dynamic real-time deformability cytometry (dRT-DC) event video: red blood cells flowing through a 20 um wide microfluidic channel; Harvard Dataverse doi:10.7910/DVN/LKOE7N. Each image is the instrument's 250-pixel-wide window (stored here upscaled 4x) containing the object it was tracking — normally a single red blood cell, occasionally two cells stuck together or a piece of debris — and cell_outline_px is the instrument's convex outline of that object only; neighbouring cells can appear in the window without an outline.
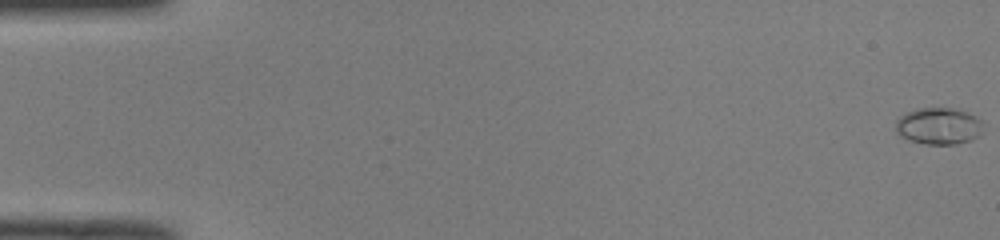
{"species": "common noctule bat (a hibernating species)", "species_latin": "Nyctalus noctula", "temperature_condition": "room temperature", "stored_images_in_passage": 52, "camera_frame_rate_fps": 3000, "um_per_image_px": 0.085, "animal": {"sex": "male", "body_mass_g": 19.0, "forearm_length_mm": 50.8}, "frame": {"image": 1, "passage_image": 1, "time_ms": 0.0, "image_size_px": [1000, 240], "cell_outline_px": [[984, 120], [980, 136], [972, 140], [956, 144], [924, 144], [908, 140], [900, 136], [896, 132], [896, 120], [900, 116], [916, 108], [952, 108], [968, 112]], "centroid_in_image_um": [79.82, 10.72], "position_along_channel_um": 5.2, "area_um2": 19.07}}
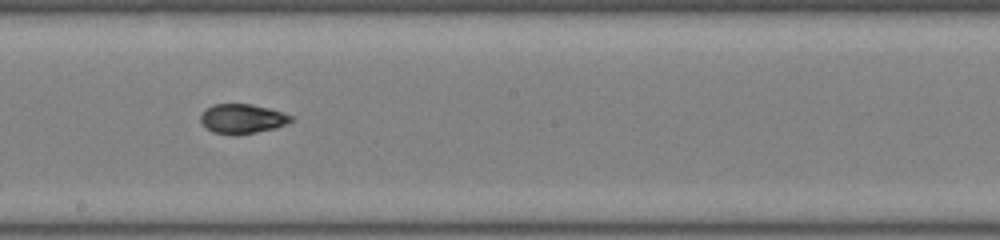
{"frame": {"image": 2, "passage_image": 30, "time_ms": 9.667, "image_size_px": [1000, 240], "cell_outline_px": [[296, 120], [276, 128], [236, 136], [212, 132], [200, 124], [200, 116], [212, 104], [252, 104], [268, 108], [296, 116]], "centroid_in_image_um": [20.63, 10.11], "position_along_channel_um": 227.6, "area_um2": 15.9}}
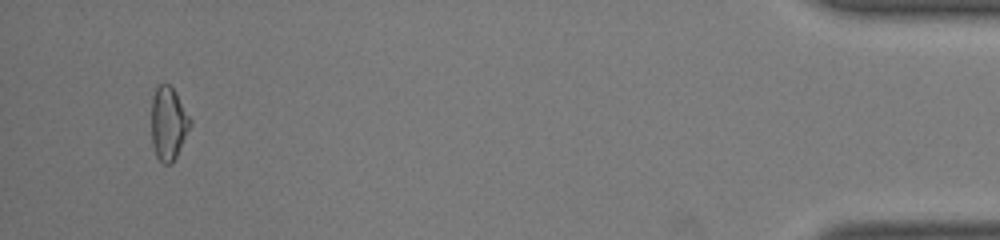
{"frame": {"image": 3, "passage_image": 50, "time_ms": 16.333, "image_size_px": [1000, 240], "cell_outline_px": [[192, 124], [172, 164], [164, 164], [156, 156], [152, 144], [152, 96], [156, 84], [168, 84], [176, 92], [192, 120]], "centroid_in_image_um": [14.31, 10.47], "position_along_channel_um": 420.9, "area_um2": 16.65}, "authors_computed_cell_mechanics": {"area_um2": 16.0684, "velocity_mm_per_s": 4.0291, "shape_relaxation_time_tau1_ms": 8.2672, "shape_relaxation_time_tau2_ms": 3.4562, "deformation_change_tau1": 0.2477, "deformation_change_tau2": 0.0511}}